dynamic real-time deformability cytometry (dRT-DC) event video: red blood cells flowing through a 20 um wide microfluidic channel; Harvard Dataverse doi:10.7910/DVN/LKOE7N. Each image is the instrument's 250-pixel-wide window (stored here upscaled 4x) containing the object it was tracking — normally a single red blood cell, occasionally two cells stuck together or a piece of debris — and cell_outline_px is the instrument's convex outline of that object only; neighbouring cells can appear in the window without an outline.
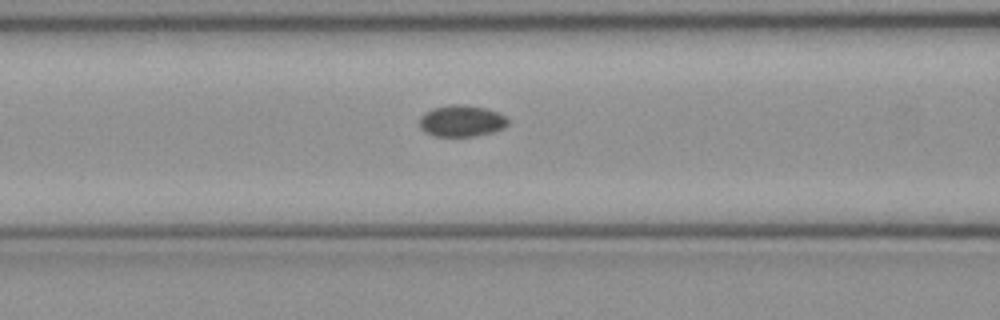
{"species": "common noctule bat (a hibernating species)", "species_latin": "Nyctalus noctula", "temperature_condition": "cold", "stored_images_in_passage": 51, "camera_frame_rate_fps": 3000, "um_per_image_px": 0.085, "animal": {"sex": "female", "body_mass_g": 21.9}, "frame": {"image": 1, "passage_image": 21, "time_ms": 6.667, "image_size_px": [1000, 320], "cell_outline_px": [[508, 124], [504, 128], [492, 132], [476, 136], [436, 136], [424, 132], [420, 128], [420, 116], [424, 112], [432, 108], [448, 104], [464, 104], [488, 108], [508, 116]], "centroid_in_image_um": [39.25, 10.26], "position_along_channel_um": 127.4, "area_um2": 16.59}}
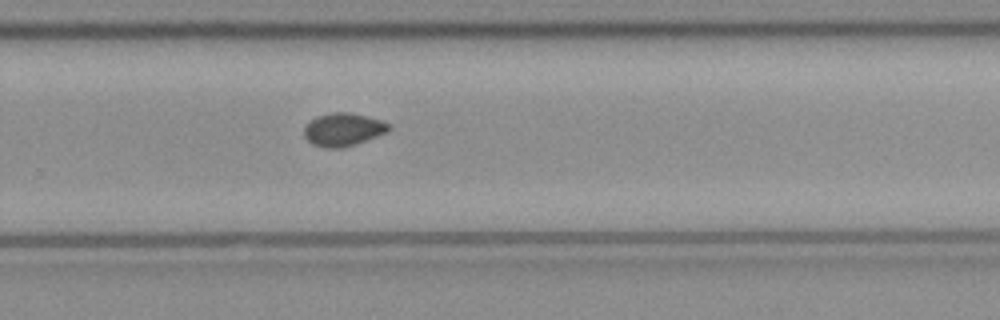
{"frame": {"image": 2, "passage_image": 34, "time_ms": 11.0, "image_size_px": [1000, 320], "cell_outline_px": [[392, 128], [388, 132], [356, 144], [344, 148], [324, 148], [312, 144], [304, 136], [304, 128], [316, 116], [332, 112], [352, 112], [368, 116], [380, 120], [388, 124]], "centroid_in_image_um": [29.19, 11.01], "position_along_channel_um": 300.6, "area_um2": 16.42}}
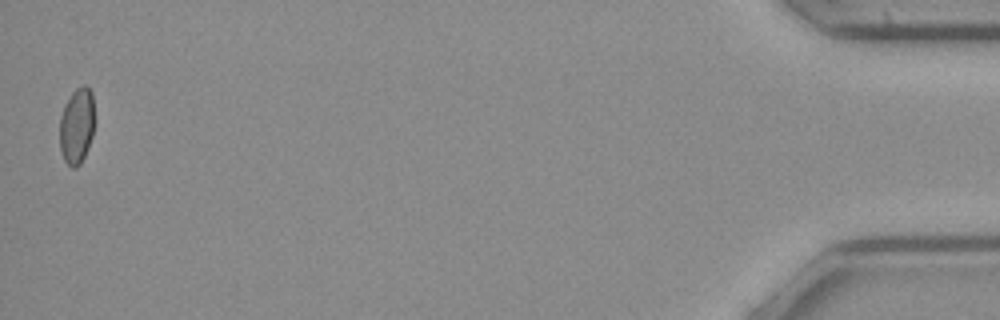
{"frame": {"image": 3, "passage_image": 51, "time_ms": 16.667, "image_size_px": [1000, 320], "cell_outline_px": [[96, 120], [92, 136], [88, 148], [80, 164], [76, 168], [72, 168], [64, 160], [60, 152], [60, 116], [64, 104], [72, 92], [76, 88], [84, 84], [92, 92]], "centroid_in_image_um": [6.54, 10.68], "position_along_channel_um": 428.7, "area_um2": 15.9}, "authors_computed_cell_mechanics": {"area_um2": 16.184, "velocity_mm_per_s": 3.999, "shape_relaxation_time_tau1_ms": null, "shape_relaxation_time_tau2_ms": 2.352, "deformation_change_tau1": null, "deformation_change_tau2": 0.0383}}